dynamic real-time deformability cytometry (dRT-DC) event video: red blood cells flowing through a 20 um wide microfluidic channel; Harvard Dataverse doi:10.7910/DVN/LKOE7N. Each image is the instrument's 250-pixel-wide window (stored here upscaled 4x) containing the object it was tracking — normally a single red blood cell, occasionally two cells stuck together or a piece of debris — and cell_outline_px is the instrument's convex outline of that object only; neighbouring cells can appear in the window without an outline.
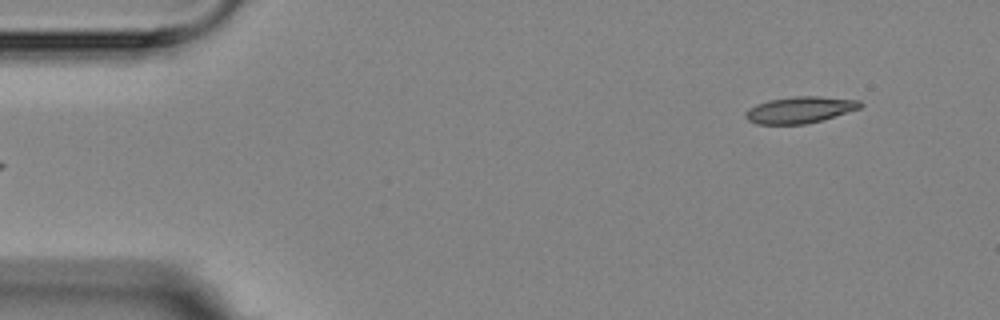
{"species": "Egyptian fruit bat (a non-hibernating species)", "species_latin": "Rousettus aegyptiacus", "temperature_condition": "room temperature", "stored_images_in_passage": 6, "camera_frame_rate_fps": 3000, "um_per_image_px": 0.085, "animal": {"sex": "female"}, "frame": {"image": 1, "passage_image": 6, "time_ms": 5.667, "image_size_px": [1000, 320], "cell_outline_px": [[864, 104], [860, 108], [820, 120], [804, 124], [756, 124], [748, 120], [744, 116], [744, 112], [748, 108], [756, 104], [768, 100], [792, 96], [820, 96], [860, 100]], "centroid_in_image_um": [67.95, 9.32], "position_along_channel_um": 17.0, "area_um2": 17.74}}